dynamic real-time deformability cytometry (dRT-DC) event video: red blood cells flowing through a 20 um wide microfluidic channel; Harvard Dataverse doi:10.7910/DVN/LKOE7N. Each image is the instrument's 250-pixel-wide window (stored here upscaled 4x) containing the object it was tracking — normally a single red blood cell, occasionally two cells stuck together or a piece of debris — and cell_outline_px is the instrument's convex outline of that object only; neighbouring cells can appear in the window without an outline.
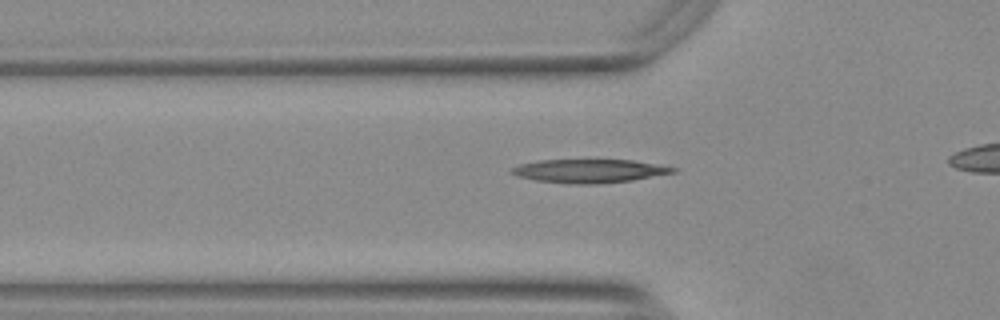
{"species": "Egyptian fruit bat (a non-hibernating species)", "species_latin": "Rousettus aegyptiacus", "temperature_condition": "warm", "stored_images_in_passage": 39, "camera_frame_rate_fps": 3000, "um_per_image_px": 0.085, "animal": {"sex": "female"}, "frame": {"image": 1, "passage_image": 13, "time_ms": 4.0, "image_size_px": [1000, 320], "cell_outline_px": [[676, 172], [632, 180], [596, 184], [572, 184], [536, 180], [516, 176], [508, 172], [512, 168], [520, 164], [540, 160], [632, 160], [676, 168]], "centroid_in_image_um": [50.04, 14.53], "position_along_channel_um": 75.8, "area_um2": 21.91}}
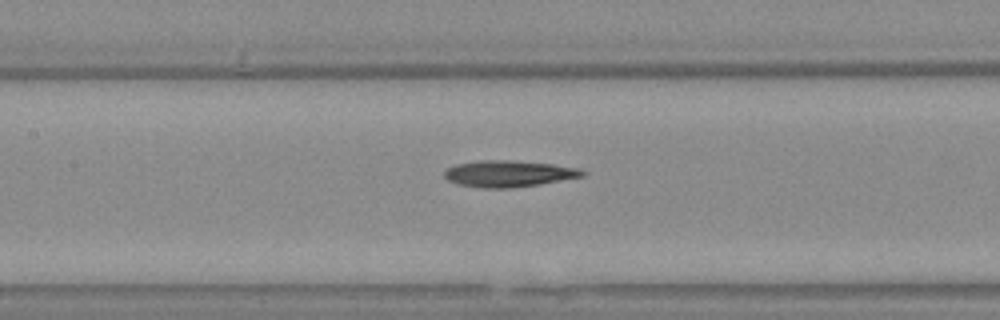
{"frame": {"image": 2, "passage_image": 20, "time_ms": 6.333, "image_size_px": [1000, 320], "cell_outline_px": [[588, 172], [584, 176], [540, 184], [512, 188], [480, 188], [460, 184], [448, 180], [444, 176], [444, 172], [448, 168], [456, 164], [480, 160], [508, 160], [552, 164], [580, 168]], "centroid_in_image_um": [43.27, 14.76], "position_along_channel_um": 164.1, "area_um2": 21.27}}
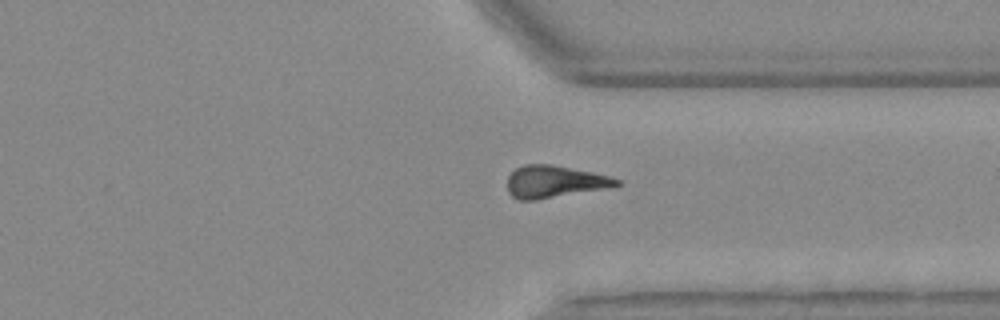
{"frame": {"image": 3, "passage_image": 36, "time_ms": 11.667, "image_size_px": [1000, 320], "cell_outline_px": [[620, 184], [600, 188], [536, 200], [520, 200], [512, 196], [508, 192], [508, 176], [516, 168], [524, 164], [552, 164], [592, 172], [608, 176], [620, 180]], "centroid_in_image_um": [47.04, 15.42], "position_along_channel_um": 364.4, "area_um2": 19.94}}